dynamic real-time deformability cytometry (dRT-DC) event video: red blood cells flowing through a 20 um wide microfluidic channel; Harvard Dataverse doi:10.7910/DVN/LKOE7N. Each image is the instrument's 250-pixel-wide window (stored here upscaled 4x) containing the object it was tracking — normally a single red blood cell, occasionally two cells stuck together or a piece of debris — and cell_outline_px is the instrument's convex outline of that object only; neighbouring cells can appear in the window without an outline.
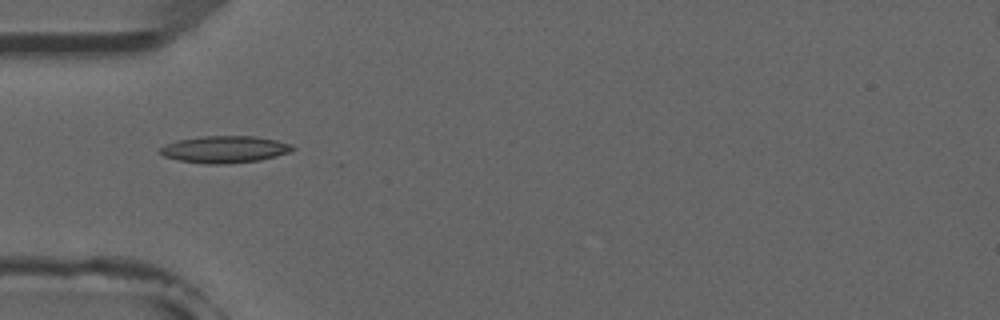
{"species": "common noctule bat (a hibernating species)", "species_latin": "Nyctalus noctula", "temperature_condition": "room temperature", "stored_images_in_passage": 4, "camera_frame_rate_fps": 3000, "um_per_image_px": 0.085, "animal": {"sex": "male", "forearm_length_mm": 52.5}, "frame": {"image": 1, "passage_image": 4, "time_ms": 3.333, "image_size_px": [1000, 320], "cell_outline_px": [[296, 148], [292, 152], [260, 160], [228, 164], [208, 164], [180, 160], [164, 156], [160, 152], [160, 148], [176, 140], [200, 136], [256, 136], [276, 140], [292, 144]], "centroid_in_image_um": [19.16, 12.69], "position_along_channel_um": 65.8, "area_um2": 20.87}}